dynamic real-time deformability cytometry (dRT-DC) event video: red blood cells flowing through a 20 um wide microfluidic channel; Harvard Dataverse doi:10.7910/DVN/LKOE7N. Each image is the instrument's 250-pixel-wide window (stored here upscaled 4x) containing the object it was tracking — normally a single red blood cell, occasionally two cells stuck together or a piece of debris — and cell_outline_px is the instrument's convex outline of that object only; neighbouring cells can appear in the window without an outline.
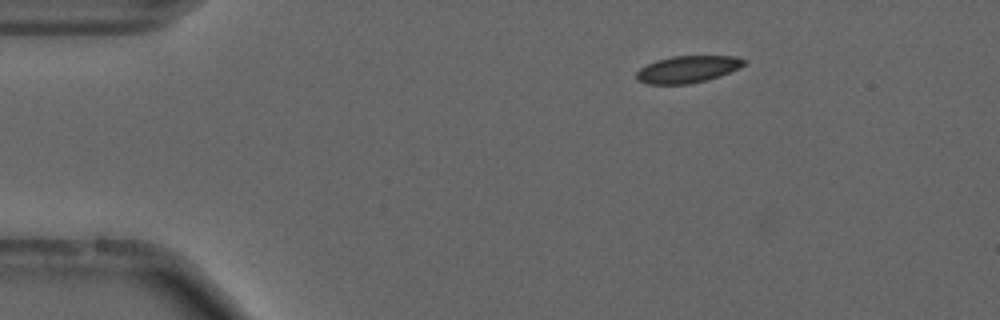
{"species": "common noctule bat (a hibernating species)", "species_latin": "Nyctalus noctula", "temperature_condition": "cold", "stored_images_in_passage": 55, "camera_frame_rate_fps": 3000, "um_per_image_px": 0.085, "animal": {"sex": "male", "forearm_length_mm": 52.5}, "frame": {"image": 1, "passage_image": 9, "time_ms": 2.667, "image_size_px": [1000, 320], "cell_outline_px": [[748, 60], [744, 64], [720, 76], [688, 84], [648, 84], [636, 80], [636, 72], [640, 68], [656, 60], [672, 56], [736, 56]], "centroid_in_image_um": [58.41, 5.88], "position_along_channel_um": 26.6, "area_um2": 16.76}, "authors_computed_cell_mechanics": {"area_um2": 16.9354, "velocity_mm_per_s": 3.6899, "shape_relaxation_time_tau1_ms": 7.2007, "shape_relaxation_time_tau2_ms": 2.7842, "deformation_change_tau1": 0.1234, "deformation_change_tau2": 0.0779}}